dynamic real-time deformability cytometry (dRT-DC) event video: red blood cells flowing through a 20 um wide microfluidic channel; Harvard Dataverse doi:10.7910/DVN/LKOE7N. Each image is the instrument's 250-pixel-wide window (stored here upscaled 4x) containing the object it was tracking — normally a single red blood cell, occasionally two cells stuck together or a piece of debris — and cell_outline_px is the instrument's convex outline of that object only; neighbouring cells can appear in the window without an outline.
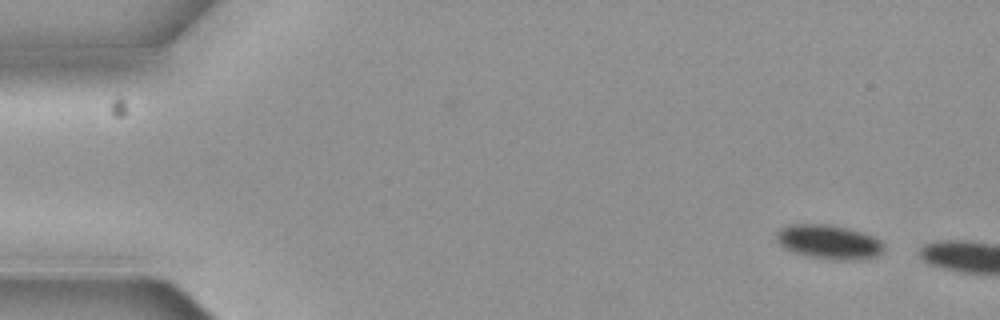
{"species": "common noctule bat (a hibernating species)", "species_latin": "Nyctalus noctula", "temperature_condition": "cold", "stored_images_in_passage": 2, "camera_frame_rate_fps": 3000, "um_per_image_px": 0.085, "animal": {"sex": "female", "body_mass_g": 19.3, "forearm_length_mm": 54.1}, "frame": {"image": 1, "passage_image": 1, "time_ms": 0.0, "image_size_px": [1000, 320], "cell_outline_px": [[884, 248], [876, 256], [860, 260], [828, 260], [804, 256], [792, 252], [784, 248], [776, 240], [776, 232], [780, 228], [788, 224], [828, 224], [860, 232], [872, 236], [880, 240], [884, 244]], "centroid_in_image_um": [70.4, 20.58], "position_along_channel_um": 14.6, "area_um2": 21.62}}